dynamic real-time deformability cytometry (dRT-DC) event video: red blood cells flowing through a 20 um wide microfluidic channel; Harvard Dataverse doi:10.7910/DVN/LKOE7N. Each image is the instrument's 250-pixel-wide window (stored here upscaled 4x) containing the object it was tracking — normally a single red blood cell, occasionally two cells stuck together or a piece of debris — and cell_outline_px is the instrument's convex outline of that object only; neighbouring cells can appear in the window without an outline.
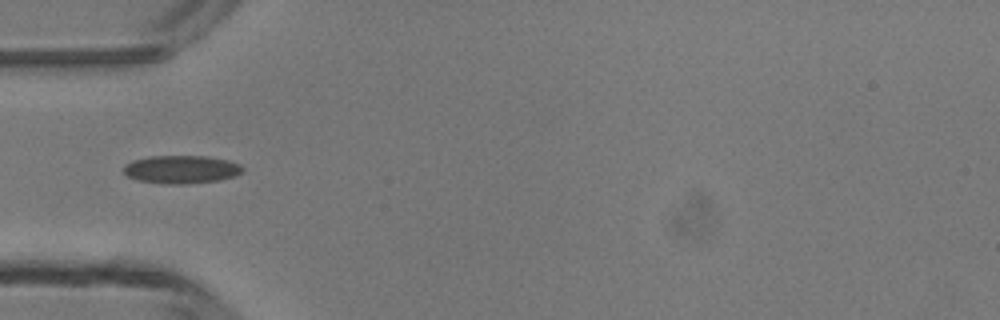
{"species": "common noctule bat (a hibernating species)", "species_latin": "Nyctalus noctula", "temperature_condition": "room temperature", "stored_images_in_passage": 4, "camera_frame_rate_fps": 3000, "um_per_image_px": 0.085, "animal": {"sex": "male", "body_mass_g": 13.3}, "frame": {"image": 1, "passage_image": 4, "time_ms": 4.333, "image_size_px": [1000, 320], "cell_outline_px": [[244, 168], [236, 176], [220, 180], [184, 184], [164, 184], [136, 180], [128, 176], [124, 172], [124, 164], [132, 160], [148, 156], [208, 156], [228, 160], [240, 164]], "centroid_in_image_um": [15.4, 14.4], "position_along_channel_um": 69.6, "area_um2": 19.65}}